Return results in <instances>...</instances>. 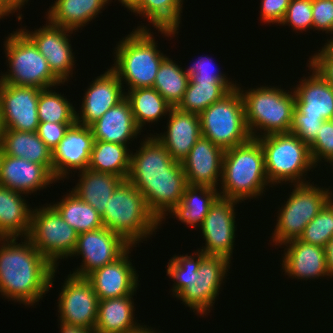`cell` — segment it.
Wrapping results in <instances>:
<instances>
[{
  "instance_id": "1",
  "label": "cell",
  "mask_w": 333,
  "mask_h": 333,
  "mask_svg": "<svg viewBox=\"0 0 333 333\" xmlns=\"http://www.w3.org/2000/svg\"><path fill=\"white\" fill-rule=\"evenodd\" d=\"M146 133L136 152L132 149L127 180L143 195L149 211L160 222L181 202L188 182L182 163L169 155L153 133Z\"/></svg>"
},
{
  "instance_id": "2",
  "label": "cell",
  "mask_w": 333,
  "mask_h": 333,
  "mask_svg": "<svg viewBox=\"0 0 333 333\" xmlns=\"http://www.w3.org/2000/svg\"><path fill=\"white\" fill-rule=\"evenodd\" d=\"M19 239L0 238V295L32 308L50 292L58 268L26 237Z\"/></svg>"
},
{
  "instance_id": "3",
  "label": "cell",
  "mask_w": 333,
  "mask_h": 333,
  "mask_svg": "<svg viewBox=\"0 0 333 333\" xmlns=\"http://www.w3.org/2000/svg\"><path fill=\"white\" fill-rule=\"evenodd\" d=\"M270 187L264 151L258 139L250 138L243 144L225 150L218 188L221 197L245 203L253 198L261 199Z\"/></svg>"
},
{
  "instance_id": "4",
  "label": "cell",
  "mask_w": 333,
  "mask_h": 333,
  "mask_svg": "<svg viewBox=\"0 0 333 333\" xmlns=\"http://www.w3.org/2000/svg\"><path fill=\"white\" fill-rule=\"evenodd\" d=\"M151 31L132 29L113 49L115 59L110 68L117 74L125 91L153 87L159 67L167 57L158 49V41Z\"/></svg>"
},
{
  "instance_id": "5",
  "label": "cell",
  "mask_w": 333,
  "mask_h": 333,
  "mask_svg": "<svg viewBox=\"0 0 333 333\" xmlns=\"http://www.w3.org/2000/svg\"><path fill=\"white\" fill-rule=\"evenodd\" d=\"M265 85L245 89L241 83L237 84L243 97L245 121L251 138L290 133L295 109L293 89Z\"/></svg>"
},
{
  "instance_id": "6",
  "label": "cell",
  "mask_w": 333,
  "mask_h": 333,
  "mask_svg": "<svg viewBox=\"0 0 333 333\" xmlns=\"http://www.w3.org/2000/svg\"><path fill=\"white\" fill-rule=\"evenodd\" d=\"M104 227L121 235L132 246L147 241L160 228L143 195L128 180L114 191L101 216Z\"/></svg>"
},
{
  "instance_id": "7",
  "label": "cell",
  "mask_w": 333,
  "mask_h": 333,
  "mask_svg": "<svg viewBox=\"0 0 333 333\" xmlns=\"http://www.w3.org/2000/svg\"><path fill=\"white\" fill-rule=\"evenodd\" d=\"M265 156V170L272 188L289 183L301 184L307 180L313 164L309 146L292 133L270 134L258 138ZM285 183V184H284ZM277 184V185H276Z\"/></svg>"
},
{
  "instance_id": "8",
  "label": "cell",
  "mask_w": 333,
  "mask_h": 333,
  "mask_svg": "<svg viewBox=\"0 0 333 333\" xmlns=\"http://www.w3.org/2000/svg\"><path fill=\"white\" fill-rule=\"evenodd\" d=\"M312 183L291 184L290 191L275 215V228L270 236V244L279 248L284 243L298 239L306 225L320 212L333 197L331 186H320ZM319 185V186H318ZM332 190V191H331Z\"/></svg>"
},
{
  "instance_id": "9",
  "label": "cell",
  "mask_w": 333,
  "mask_h": 333,
  "mask_svg": "<svg viewBox=\"0 0 333 333\" xmlns=\"http://www.w3.org/2000/svg\"><path fill=\"white\" fill-rule=\"evenodd\" d=\"M12 32L3 42L8 69L0 72V82L39 89L64 85L52 73L46 58L34 43L19 28Z\"/></svg>"
},
{
  "instance_id": "10",
  "label": "cell",
  "mask_w": 333,
  "mask_h": 333,
  "mask_svg": "<svg viewBox=\"0 0 333 333\" xmlns=\"http://www.w3.org/2000/svg\"><path fill=\"white\" fill-rule=\"evenodd\" d=\"M201 134L224 150L247 142L243 97L238 87L199 114Z\"/></svg>"
},
{
  "instance_id": "11",
  "label": "cell",
  "mask_w": 333,
  "mask_h": 333,
  "mask_svg": "<svg viewBox=\"0 0 333 333\" xmlns=\"http://www.w3.org/2000/svg\"><path fill=\"white\" fill-rule=\"evenodd\" d=\"M26 238L55 268H59L60 260L71 258L78 232L50 203H46L33 208Z\"/></svg>"
},
{
  "instance_id": "12",
  "label": "cell",
  "mask_w": 333,
  "mask_h": 333,
  "mask_svg": "<svg viewBox=\"0 0 333 333\" xmlns=\"http://www.w3.org/2000/svg\"><path fill=\"white\" fill-rule=\"evenodd\" d=\"M232 262L223 256L205 255L194 279L176 296L194 315L208 317L227 279Z\"/></svg>"
},
{
  "instance_id": "13",
  "label": "cell",
  "mask_w": 333,
  "mask_h": 333,
  "mask_svg": "<svg viewBox=\"0 0 333 333\" xmlns=\"http://www.w3.org/2000/svg\"><path fill=\"white\" fill-rule=\"evenodd\" d=\"M46 24L36 30L27 29L26 25L20 30L34 43L39 52L46 58L52 73L62 82L67 83L73 77L76 69L75 51L72 49V33L68 28L51 23L45 18ZM71 36V37H70ZM75 67V68H74ZM71 77V78H70Z\"/></svg>"
},
{
  "instance_id": "14",
  "label": "cell",
  "mask_w": 333,
  "mask_h": 333,
  "mask_svg": "<svg viewBox=\"0 0 333 333\" xmlns=\"http://www.w3.org/2000/svg\"><path fill=\"white\" fill-rule=\"evenodd\" d=\"M242 202L219 196L199 228L205 241L198 250L206 255L223 256L233 260L236 240V206Z\"/></svg>"
},
{
  "instance_id": "15",
  "label": "cell",
  "mask_w": 333,
  "mask_h": 333,
  "mask_svg": "<svg viewBox=\"0 0 333 333\" xmlns=\"http://www.w3.org/2000/svg\"><path fill=\"white\" fill-rule=\"evenodd\" d=\"M57 298L58 322L94 330L99 299L86 277L68 274Z\"/></svg>"
},
{
  "instance_id": "16",
  "label": "cell",
  "mask_w": 333,
  "mask_h": 333,
  "mask_svg": "<svg viewBox=\"0 0 333 333\" xmlns=\"http://www.w3.org/2000/svg\"><path fill=\"white\" fill-rule=\"evenodd\" d=\"M131 246L121 235L106 227L78 234L71 257H82V262L69 274L87 277L94 270L116 261Z\"/></svg>"
},
{
  "instance_id": "17",
  "label": "cell",
  "mask_w": 333,
  "mask_h": 333,
  "mask_svg": "<svg viewBox=\"0 0 333 333\" xmlns=\"http://www.w3.org/2000/svg\"><path fill=\"white\" fill-rule=\"evenodd\" d=\"M41 89L0 82V120L2 129L37 132L38 99Z\"/></svg>"
},
{
  "instance_id": "18",
  "label": "cell",
  "mask_w": 333,
  "mask_h": 333,
  "mask_svg": "<svg viewBox=\"0 0 333 333\" xmlns=\"http://www.w3.org/2000/svg\"><path fill=\"white\" fill-rule=\"evenodd\" d=\"M93 144L94 137L90 126L77 122L71 125L52 151V174L55 180L64 182V179L74 177L77 171L87 169Z\"/></svg>"
},
{
  "instance_id": "19",
  "label": "cell",
  "mask_w": 333,
  "mask_h": 333,
  "mask_svg": "<svg viewBox=\"0 0 333 333\" xmlns=\"http://www.w3.org/2000/svg\"><path fill=\"white\" fill-rule=\"evenodd\" d=\"M134 247L137 246H131L116 261L94 270L86 277L99 300L136 294L140 280L130 257Z\"/></svg>"
},
{
  "instance_id": "20",
  "label": "cell",
  "mask_w": 333,
  "mask_h": 333,
  "mask_svg": "<svg viewBox=\"0 0 333 333\" xmlns=\"http://www.w3.org/2000/svg\"><path fill=\"white\" fill-rule=\"evenodd\" d=\"M89 83L83 93L82 104L76 110L77 123L90 126L106 111L125 98V90L117 74L109 67Z\"/></svg>"
},
{
  "instance_id": "21",
  "label": "cell",
  "mask_w": 333,
  "mask_h": 333,
  "mask_svg": "<svg viewBox=\"0 0 333 333\" xmlns=\"http://www.w3.org/2000/svg\"><path fill=\"white\" fill-rule=\"evenodd\" d=\"M279 248H284L283 256L280 258V270H283L282 274L284 272L288 279L292 277L306 282L321 278L331 279L326 266L325 248L299 239L290 240Z\"/></svg>"
},
{
  "instance_id": "22",
  "label": "cell",
  "mask_w": 333,
  "mask_h": 333,
  "mask_svg": "<svg viewBox=\"0 0 333 333\" xmlns=\"http://www.w3.org/2000/svg\"><path fill=\"white\" fill-rule=\"evenodd\" d=\"M58 183L53 174L38 163L0 154V185L27 197ZM50 185V186H49Z\"/></svg>"
},
{
  "instance_id": "23",
  "label": "cell",
  "mask_w": 333,
  "mask_h": 333,
  "mask_svg": "<svg viewBox=\"0 0 333 333\" xmlns=\"http://www.w3.org/2000/svg\"><path fill=\"white\" fill-rule=\"evenodd\" d=\"M224 152L223 148L201 136L181 162L188 184L218 189L222 179Z\"/></svg>"
},
{
  "instance_id": "24",
  "label": "cell",
  "mask_w": 333,
  "mask_h": 333,
  "mask_svg": "<svg viewBox=\"0 0 333 333\" xmlns=\"http://www.w3.org/2000/svg\"><path fill=\"white\" fill-rule=\"evenodd\" d=\"M166 119V130L154 136L167 149L169 155L178 162L188 156L196 141L202 136L198 114L172 107Z\"/></svg>"
},
{
  "instance_id": "25",
  "label": "cell",
  "mask_w": 333,
  "mask_h": 333,
  "mask_svg": "<svg viewBox=\"0 0 333 333\" xmlns=\"http://www.w3.org/2000/svg\"><path fill=\"white\" fill-rule=\"evenodd\" d=\"M308 76L303 75L293 87L295 108L304 116L333 120V85L324 80L308 64ZM312 72V73H311Z\"/></svg>"
},
{
  "instance_id": "26",
  "label": "cell",
  "mask_w": 333,
  "mask_h": 333,
  "mask_svg": "<svg viewBox=\"0 0 333 333\" xmlns=\"http://www.w3.org/2000/svg\"><path fill=\"white\" fill-rule=\"evenodd\" d=\"M185 0H135L127 11L134 13L135 16L142 17L147 25L134 27V29H153L158 30V34L174 39L179 34V28L182 25V13ZM152 25V27L150 26ZM180 26V27H179Z\"/></svg>"
},
{
  "instance_id": "27",
  "label": "cell",
  "mask_w": 333,
  "mask_h": 333,
  "mask_svg": "<svg viewBox=\"0 0 333 333\" xmlns=\"http://www.w3.org/2000/svg\"><path fill=\"white\" fill-rule=\"evenodd\" d=\"M94 140L122 145L135 142L142 131L137 127L131 106L126 98L110 108L104 115L90 125Z\"/></svg>"
},
{
  "instance_id": "28",
  "label": "cell",
  "mask_w": 333,
  "mask_h": 333,
  "mask_svg": "<svg viewBox=\"0 0 333 333\" xmlns=\"http://www.w3.org/2000/svg\"><path fill=\"white\" fill-rule=\"evenodd\" d=\"M109 4V0H55L47 8L44 18L55 25L78 32L99 17Z\"/></svg>"
},
{
  "instance_id": "29",
  "label": "cell",
  "mask_w": 333,
  "mask_h": 333,
  "mask_svg": "<svg viewBox=\"0 0 333 333\" xmlns=\"http://www.w3.org/2000/svg\"><path fill=\"white\" fill-rule=\"evenodd\" d=\"M24 195L0 185V238L27 236L33 208Z\"/></svg>"
},
{
  "instance_id": "30",
  "label": "cell",
  "mask_w": 333,
  "mask_h": 333,
  "mask_svg": "<svg viewBox=\"0 0 333 333\" xmlns=\"http://www.w3.org/2000/svg\"><path fill=\"white\" fill-rule=\"evenodd\" d=\"M0 154L44 165L52 173V151L40 139L37 132L2 129Z\"/></svg>"
},
{
  "instance_id": "31",
  "label": "cell",
  "mask_w": 333,
  "mask_h": 333,
  "mask_svg": "<svg viewBox=\"0 0 333 333\" xmlns=\"http://www.w3.org/2000/svg\"><path fill=\"white\" fill-rule=\"evenodd\" d=\"M219 196L218 189L188 184L181 202L160 221V229L169 214L170 217L174 216V219L176 217L179 222L185 224L187 227L194 228V230L197 228L198 230L208 214L211 205Z\"/></svg>"
},
{
  "instance_id": "32",
  "label": "cell",
  "mask_w": 333,
  "mask_h": 333,
  "mask_svg": "<svg viewBox=\"0 0 333 333\" xmlns=\"http://www.w3.org/2000/svg\"><path fill=\"white\" fill-rule=\"evenodd\" d=\"M133 296L99 300L95 333H126L138 327L141 323L135 318Z\"/></svg>"
},
{
  "instance_id": "33",
  "label": "cell",
  "mask_w": 333,
  "mask_h": 333,
  "mask_svg": "<svg viewBox=\"0 0 333 333\" xmlns=\"http://www.w3.org/2000/svg\"><path fill=\"white\" fill-rule=\"evenodd\" d=\"M79 179L70 188L82 201L90 204L102 216L107 202L123 178L110 173L96 172L91 169L77 172Z\"/></svg>"
},
{
  "instance_id": "34",
  "label": "cell",
  "mask_w": 333,
  "mask_h": 333,
  "mask_svg": "<svg viewBox=\"0 0 333 333\" xmlns=\"http://www.w3.org/2000/svg\"><path fill=\"white\" fill-rule=\"evenodd\" d=\"M125 98L131 106L135 123L142 132L145 131L143 127H146V124L149 123L148 126L151 128V124H159L163 118L165 120L172 108L153 87L127 90Z\"/></svg>"
},
{
  "instance_id": "35",
  "label": "cell",
  "mask_w": 333,
  "mask_h": 333,
  "mask_svg": "<svg viewBox=\"0 0 333 333\" xmlns=\"http://www.w3.org/2000/svg\"><path fill=\"white\" fill-rule=\"evenodd\" d=\"M129 145L94 140L87 169L128 179L131 167Z\"/></svg>"
},
{
  "instance_id": "36",
  "label": "cell",
  "mask_w": 333,
  "mask_h": 333,
  "mask_svg": "<svg viewBox=\"0 0 333 333\" xmlns=\"http://www.w3.org/2000/svg\"><path fill=\"white\" fill-rule=\"evenodd\" d=\"M53 201L50 204L59 212L63 220L67 222L78 234L98 230L104 227L101 215L90 204L82 201L72 191Z\"/></svg>"
},
{
  "instance_id": "37",
  "label": "cell",
  "mask_w": 333,
  "mask_h": 333,
  "mask_svg": "<svg viewBox=\"0 0 333 333\" xmlns=\"http://www.w3.org/2000/svg\"><path fill=\"white\" fill-rule=\"evenodd\" d=\"M169 55L162 61L153 88L172 106L177 107L184 97L189 76Z\"/></svg>"
},
{
  "instance_id": "38",
  "label": "cell",
  "mask_w": 333,
  "mask_h": 333,
  "mask_svg": "<svg viewBox=\"0 0 333 333\" xmlns=\"http://www.w3.org/2000/svg\"><path fill=\"white\" fill-rule=\"evenodd\" d=\"M229 91L221 81L189 80L184 97L177 107L182 111L199 115Z\"/></svg>"
},
{
  "instance_id": "39",
  "label": "cell",
  "mask_w": 333,
  "mask_h": 333,
  "mask_svg": "<svg viewBox=\"0 0 333 333\" xmlns=\"http://www.w3.org/2000/svg\"><path fill=\"white\" fill-rule=\"evenodd\" d=\"M56 88L41 89L37 106L39 122L76 123L77 108Z\"/></svg>"
},
{
  "instance_id": "40",
  "label": "cell",
  "mask_w": 333,
  "mask_h": 333,
  "mask_svg": "<svg viewBox=\"0 0 333 333\" xmlns=\"http://www.w3.org/2000/svg\"><path fill=\"white\" fill-rule=\"evenodd\" d=\"M205 255L198 249L189 255L188 253L172 255L166 265V275L174 282L170 290L172 297H176L194 279L195 272L198 271L201 259Z\"/></svg>"
},
{
  "instance_id": "41",
  "label": "cell",
  "mask_w": 333,
  "mask_h": 333,
  "mask_svg": "<svg viewBox=\"0 0 333 333\" xmlns=\"http://www.w3.org/2000/svg\"><path fill=\"white\" fill-rule=\"evenodd\" d=\"M333 235V197L320 212L306 225L299 240L323 248Z\"/></svg>"
},
{
  "instance_id": "42",
  "label": "cell",
  "mask_w": 333,
  "mask_h": 333,
  "mask_svg": "<svg viewBox=\"0 0 333 333\" xmlns=\"http://www.w3.org/2000/svg\"><path fill=\"white\" fill-rule=\"evenodd\" d=\"M216 65L218 64L212 57L202 55L187 68L183 67V71L189 76L190 81H221L229 90L235 89L238 81L229 78Z\"/></svg>"
},
{
  "instance_id": "43",
  "label": "cell",
  "mask_w": 333,
  "mask_h": 333,
  "mask_svg": "<svg viewBox=\"0 0 333 333\" xmlns=\"http://www.w3.org/2000/svg\"><path fill=\"white\" fill-rule=\"evenodd\" d=\"M291 26L295 34L313 30L312 0H290L287 12L279 26Z\"/></svg>"
},
{
  "instance_id": "44",
  "label": "cell",
  "mask_w": 333,
  "mask_h": 333,
  "mask_svg": "<svg viewBox=\"0 0 333 333\" xmlns=\"http://www.w3.org/2000/svg\"><path fill=\"white\" fill-rule=\"evenodd\" d=\"M309 150L316 168L318 166L321 168L320 165L324 162L326 166L333 160V120L323 122L315 141L309 146Z\"/></svg>"
},
{
  "instance_id": "45",
  "label": "cell",
  "mask_w": 333,
  "mask_h": 333,
  "mask_svg": "<svg viewBox=\"0 0 333 333\" xmlns=\"http://www.w3.org/2000/svg\"><path fill=\"white\" fill-rule=\"evenodd\" d=\"M324 121L323 118L304 116L295 108L290 133L296 135L303 143L310 146L315 141L317 132H319Z\"/></svg>"
},
{
  "instance_id": "46",
  "label": "cell",
  "mask_w": 333,
  "mask_h": 333,
  "mask_svg": "<svg viewBox=\"0 0 333 333\" xmlns=\"http://www.w3.org/2000/svg\"><path fill=\"white\" fill-rule=\"evenodd\" d=\"M313 31L333 36V0H312Z\"/></svg>"
},
{
  "instance_id": "47",
  "label": "cell",
  "mask_w": 333,
  "mask_h": 333,
  "mask_svg": "<svg viewBox=\"0 0 333 333\" xmlns=\"http://www.w3.org/2000/svg\"><path fill=\"white\" fill-rule=\"evenodd\" d=\"M260 23L279 25L287 12L290 0H260ZM262 21V22H261Z\"/></svg>"
},
{
  "instance_id": "48",
  "label": "cell",
  "mask_w": 333,
  "mask_h": 333,
  "mask_svg": "<svg viewBox=\"0 0 333 333\" xmlns=\"http://www.w3.org/2000/svg\"><path fill=\"white\" fill-rule=\"evenodd\" d=\"M320 48L309 56L306 64L333 85V53L325 45Z\"/></svg>"
},
{
  "instance_id": "49",
  "label": "cell",
  "mask_w": 333,
  "mask_h": 333,
  "mask_svg": "<svg viewBox=\"0 0 333 333\" xmlns=\"http://www.w3.org/2000/svg\"><path fill=\"white\" fill-rule=\"evenodd\" d=\"M73 124L75 123L40 122L37 134L46 146L53 151Z\"/></svg>"
},
{
  "instance_id": "50",
  "label": "cell",
  "mask_w": 333,
  "mask_h": 333,
  "mask_svg": "<svg viewBox=\"0 0 333 333\" xmlns=\"http://www.w3.org/2000/svg\"><path fill=\"white\" fill-rule=\"evenodd\" d=\"M28 2L29 0H0V20L9 17L10 14H16V20L21 22L23 15L20 14V11Z\"/></svg>"
},
{
  "instance_id": "51",
  "label": "cell",
  "mask_w": 333,
  "mask_h": 333,
  "mask_svg": "<svg viewBox=\"0 0 333 333\" xmlns=\"http://www.w3.org/2000/svg\"><path fill=\"white\" fill-rule=\"evenodd\" d=\"M325 254H326V266L329 272V276L333 278V235L329 240L328 244L325 246Z\"/></svg>"
},
{
  "instance_id": "52",
  "label": "cell",
  "mask_w": 333,
  "mask_h": 333,
  "mask_svg": "<svg viewBox=\"0 0 333 333\" xmlns=\"http://www.w3.org/2000/svg\"><path fill=\"white\" fill-rule=\"evenodd\" d=\"M58 328L60 333H95L94 330H89L87 328L74 326V325H67L61 322H58Z\"/></svg>"
},
{
  "instance_id": "53",
  "label": "cell",
  "mask_w": 333,
  "mask_h": 333,
  "mask_svg": "<svg viewBox=\"0 0 333 333\" xmlns=\"http://www.w3.org/2000/svg\"><path fill=\"white\" fill-rule=\"evenodd\" d=\"M143 324L144 323H141L138 327H136L135 329L130 330V331L126 332V333H161L155 327L153 329V327H151V325L149 326V325H145V324L143 325Z\"/></svg>"
},
{
  "instance_id": "54",
  "label": "cell",
  "mask_w": 333,
  "mask_h": 333,
  "mask_svg": "<svg viewBox=\"0 0 333 333\" xmlns=\"http://www.w3.org/2000/svg\"><path fill=\"white\" fill-rule=\"evenodd\" d=\"M113 2V0H109L110 4ZM116 1V0H115ZM135 0H117V2H119L122 7L124 6V8H128Z\"/></svg>"
},
{
  "instance_id": "55",
  "label": "cell",
  "mask_w": 333,
  "mask_h": 333,
  "mask_svg": "<svg viewBox=\"0 0 333 333\" xmlns=\"http://www.w3.org/2000/svg\"><path fill=\"white\" fill-rule=\"evenodd\" d=\"M330 37V39H329ZM328 39L325 40L326 43L324 45L333 53V36H329Z\"/></svg>"
},
{
  "instance_id": "56",
  "label": "cell",
  "mask_w": 333,
  "mask_h": 333,
  "mask_svg": "<svg viewBox=\"0 0 333 333\" xmlns=\"http://www.w3.org/2000/svg\"><path fill=\"white\" fill-rule=\"evenodd\" d=\"M329 164H330V165H329ZM326 166H327V167H326L327 170H328V167H331V166H332V167L329 168V169H330V172L333 174V170H332V169H333V160H332L331 162H329L328 165H326ZM331 170H332V171H331Z\"/></svg>"
},
{
  "instance_id": "57",
  "label": "cell",
  "mask_w": 333,
  "mask_h": 333,
  "mask_svg": "<svg viewBox=\"0 0 333 333\" xmlns=\"http://www.w3.org/2000/svg\"><path fill=\"white\" fill-rule=\"evenodd\" d=\"M1 130H2V126H1V120H0V133H1Z\"/></svg>"
}]
</instances>
